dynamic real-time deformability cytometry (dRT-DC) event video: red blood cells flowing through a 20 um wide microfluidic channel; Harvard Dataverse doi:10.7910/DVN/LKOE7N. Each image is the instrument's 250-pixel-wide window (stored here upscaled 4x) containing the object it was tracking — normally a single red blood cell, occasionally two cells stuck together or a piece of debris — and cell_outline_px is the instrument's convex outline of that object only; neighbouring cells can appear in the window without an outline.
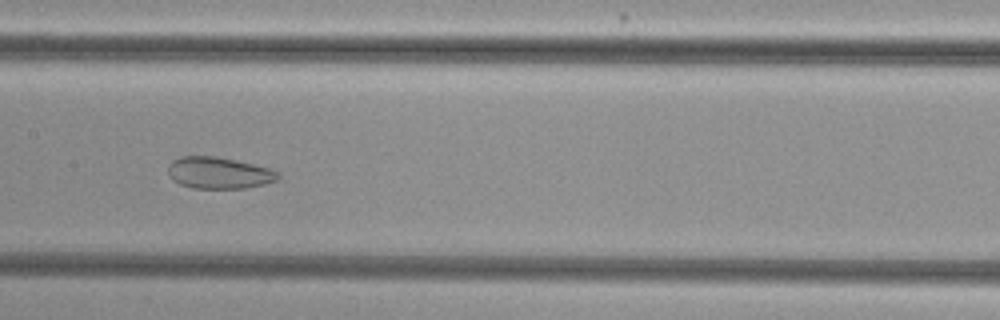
{"species": "common noctule bat (a hibernating species)", "species_latin": "Nyctalus noctula", "temperature_condition": "cold", "stored_images_in_passage": 44, "camera_frame_rate_fps": 3000, "um_per_image_px": 0.085, "animal": {"sex": "female", "body_mass_g": 29.2, "forearm_length_mm": 56.3}, "frame": {"image": 1, "passage_image": 24, "time_ms": 7.667, "image_size_px": [1000, 320], "cell_outline_px": [[280, 176], [276, 180], [264, 184], [244, 188], [192, 188], [180, 184], [172, 180], [168, 176], [168, 164], [172, 160], [180, 156], [216, 156], [236, 160], [272, 168], [280, 172]], "centroid_in_image_um": [18.59, 14.68], "position_along_channel_um": 188.8, "area_um2": 20.52}}
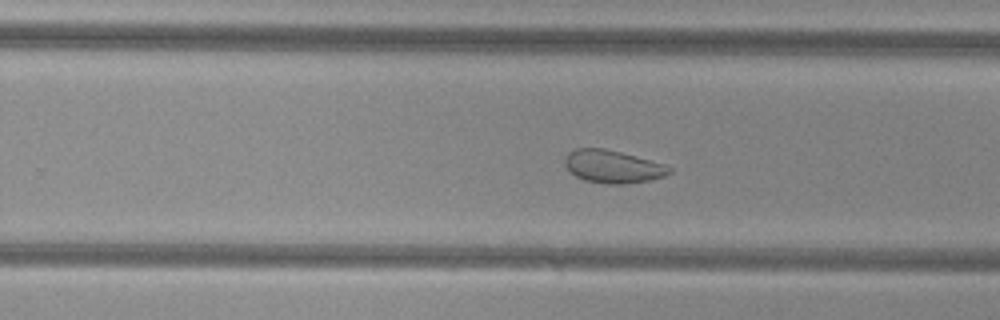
{"frame": {"image": 2, "passage_image": 31, "time_ms": 10.0, "image_size_px": [1000, 320], "cell_outline_px": [[672, 172], [664, 176], [652, 180], [624, 184], [608, 184], [584, 180], [568, 172], [564, 164], [564, 160], [568, 152], [576, 148], [604, 148], [620, 152], [664, 164], [672, 168]], "centroid_in_image_um": [52.06, 14.16], "position_along_channel_um": 277.7, "area_um2": 20.06}}
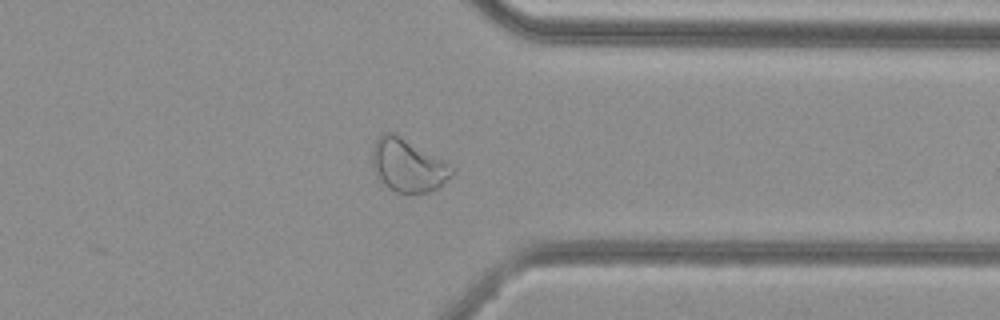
{"frame": {"image": 3, "passage_image": 39, "time_ms": 12.667, "image_size_px": [1000, 320], "cell_outline_px": [[456, 172], [452, 176], [436, 188], [428, 192], [396, 192], [388, 188], [380, 180], [372, 168], [372, 152], [376, 140], [384, 132], [392, 132], [400, 136], [452, 164], [456, 168]], "centroid_in_image_um": [34.7, 14.05], "position_along_channel_um": 376.7, "area_um2": 24.51}, "authors_computed_cell_mechanics": {"area_um2": 24.9696, "velocity_mm_per_s": 3.8216, "shape_relaxation_time_tau1_ms": null, "shape_relaxation_time_tau2_ms": 1.4646, "deformation_change_tau1": null, "deformation_change_tau2": 0.069}}